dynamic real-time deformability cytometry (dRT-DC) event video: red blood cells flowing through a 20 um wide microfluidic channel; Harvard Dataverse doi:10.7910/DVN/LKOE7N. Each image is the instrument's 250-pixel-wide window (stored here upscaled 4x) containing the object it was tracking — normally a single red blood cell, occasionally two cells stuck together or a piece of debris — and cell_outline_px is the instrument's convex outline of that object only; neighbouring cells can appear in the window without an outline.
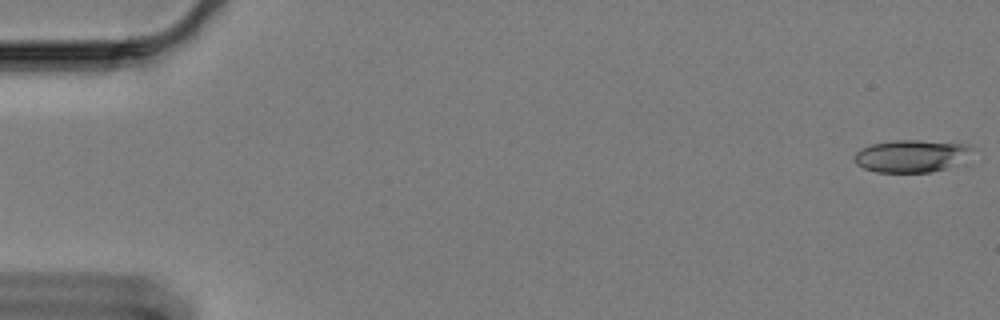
{"species": "Egyptian fruit bat (a non-hibernating species)", "species_latin": "Rousettus aegyptiacus", "temperature_condition": "cold", "stored_images_in_passage": 54, "camera_frame_rate_fps": 3000, "um_per_image_px": 0.085, "animal": {"sex": "female"}, "frame": {"image": 1, "passage_image": 1, "time_ms": 0.0, "image_size_px": [1000, 320], "cell_outline_px": [[972, 148], [968, 164], [932, 172], [876, 172], [864, 168], [856, 164], [852, 156], [860, 148], [872, 144], [896, 140], [916, 140], [964, 144]], "centroid_in_image_um": [77.53, 13.28], "position_along_channel_um": 7.5, "area_um2": 22.77}}
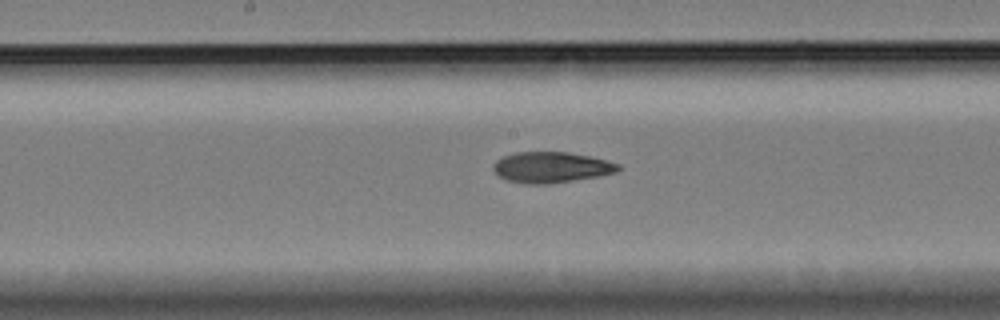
{"frame": {"image": 2, "passage_image": 31, "time_ms": 10.0, "image_size_px": [1000, 320], "cell_outline_px": [[620, 168], [616, 172], [600, 176], [548, 184], [528, 184], [508, 180], [500, 176], [492, 168], [492, 164], [496, 160], [504, 156], [516, 152], [568, 152], [588, 156], [620, 164]], "centroid_in_image_um": [46.84, 14.22], "position_along_channel_um": 201.4, "area_um2": 22.25}}
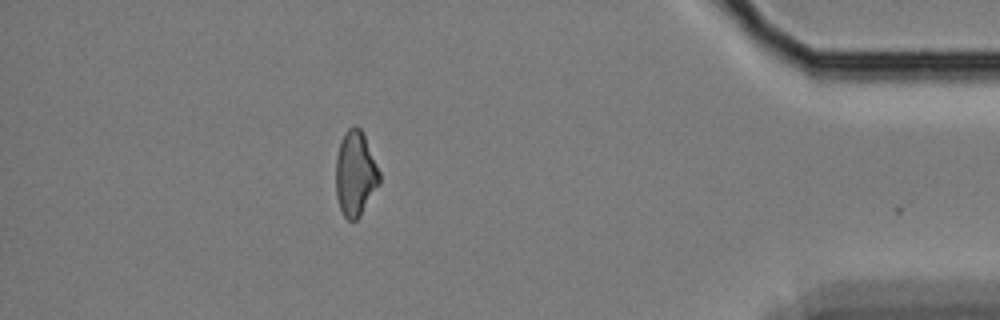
{"frame": {"image": 3, "passage_image": 53, "time_ms": 17.333, "image_size_px": [1000, 320], "cell_outline_px": [[380, 184], [360, 216], [356, 220], [348, 220], [344, 216], [340, 208], [336, 196], [336, 156], [344, 132], [348, 128], [356, 124], [360, 128], [364, 136], [380, 172]], "centroid_in_image_um": [30.2, 14.77], "position_along_channel_um": 405.0, "area_um2": 21.56}, "authors_computed_cell_mechanics": {"area_um2": 22.2819, "velocity_mm_per_s": 3.3498, "shape_relaxation_time_tau1_ms": null, "shape_relaxation_time_tau2_ms": 6.9045, "deformation_change_tau1": null, "deformation_change_tau2": 0.1464}}